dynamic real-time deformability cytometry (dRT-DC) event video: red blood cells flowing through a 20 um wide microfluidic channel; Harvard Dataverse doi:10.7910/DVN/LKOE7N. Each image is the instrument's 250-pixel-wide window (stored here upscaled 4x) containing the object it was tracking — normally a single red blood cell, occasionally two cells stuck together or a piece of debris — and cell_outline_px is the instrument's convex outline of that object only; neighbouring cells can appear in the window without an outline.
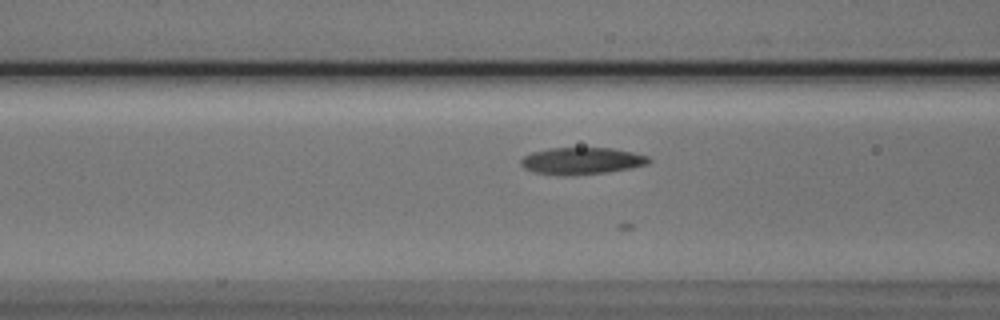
{"species": "Egyptian fruit bat (a non-hibernating species)", "species_latin": "Rousettus aegyptiacus", "temperature_condition": "cold", "stored_images_in_passage": 21, "camera_frame_rate_fps": 3000, "um_per_image_px": 0.085, "animal": {"sex": "male"}, "frame": {"image": 1, "passage_image": 7, "time_ms": 2.0, "image_size_px": [1000, 320], "cell_outline_px": [[652, 160], [644, 164], [628, 168], [604, 172], [564, 176], [556, 176], [532, 172], [524, 168], [520, 164], [520, 160], [524, 156], [532, 152], [548, 148], [612, 148], [632, 152], [648, 156]], "centroid_in_image_um": [49.35, 13.68], "position_along_channel_um": 117.2, "area_um2": 20.0}}
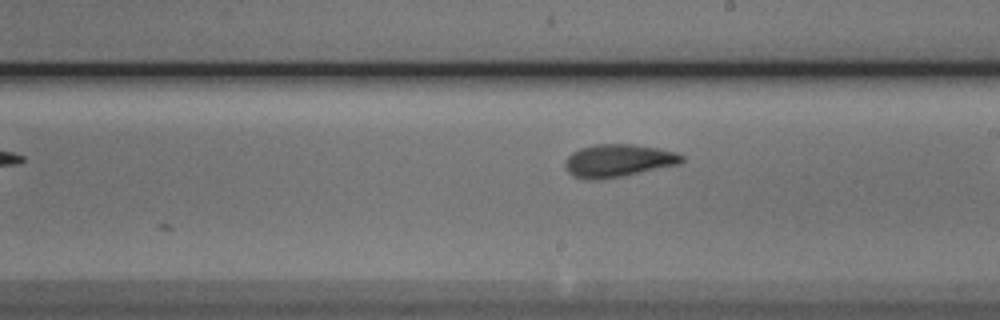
{"frame": {"image": 2, "passage_image": 21, "time_ms": 6.667, "image_size_px": [1000, 320], "cell_outline_px": [[684, 160], [680, 164], [620, 176], [592, 180], [588, 180], [576, 176], [568, 172], [564, 164], [568, 156], [572, 152], [580, 148], [596, 144], [632, 144], [660, 148], [676, 152], [684, 156]], "centroid_in_image_um": [52.56, 13.63], "position_along_channel_um": 236.4, "area_um2": 22.08}}